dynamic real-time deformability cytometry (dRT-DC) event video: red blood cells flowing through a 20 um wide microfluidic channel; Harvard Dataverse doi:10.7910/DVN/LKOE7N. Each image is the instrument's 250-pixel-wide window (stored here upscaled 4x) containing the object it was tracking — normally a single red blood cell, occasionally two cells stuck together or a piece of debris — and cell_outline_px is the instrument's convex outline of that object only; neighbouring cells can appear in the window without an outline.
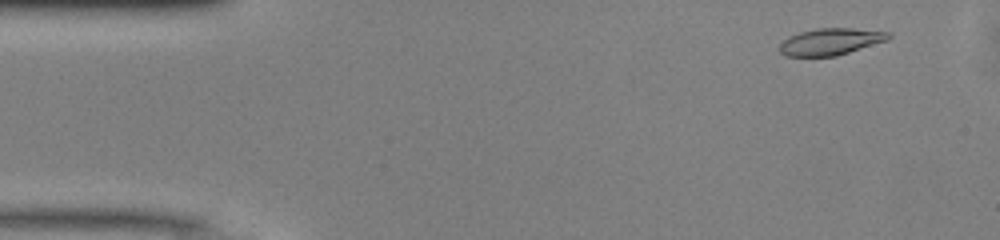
{"species": "common noctule bat (a hibernating species)", "species_latin": "Nyctalus noctula", "temperature_condition": "warm", "stored_images_in_passage": 38, "camera_frame_rate_fps": 3000, "um_per_image_px": 0.085, "animal": {"sex": "male", "body_mass_g": 13.0, "forearm_length_mm": 53.1}, "frame": {"image": 1, "passage_image": 3, "time_ms": 0.667, "image_size_px": [1000, 240], "cell_outline_px": [[892, 36], [888, 40], [836, 56], [784, 56], [780, 52], [780, 44], [788, 36], [800, 32], [816, 28], [852, 28], [892, 32]], "centroid_in_image_um": [70.62, 3.53], "position_along_channel_um": 14.4, "area_um2": 17.05}}
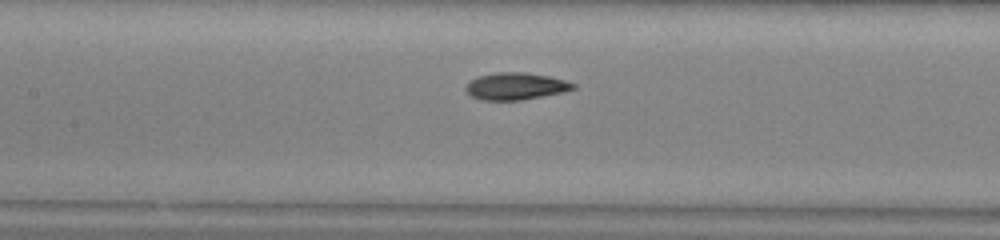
{"frame": {"image": 2, "passage_image": 21, "time_ms": 6.667, "image_size_px": [1000, 240], "cell_outline_px": [[576, 88], [564, 92], [520, 100], [484, 100], [472, 96], [464, 88], [464, 84], [468, 80], [476, 76], [496, 72], [524, 72], [548, 76], [564, 80], [576, 84]], "centroid_in_image_um": [43.79, 7.31], "position_along_channel_um": 163.6, "area_um2": 17.05}}
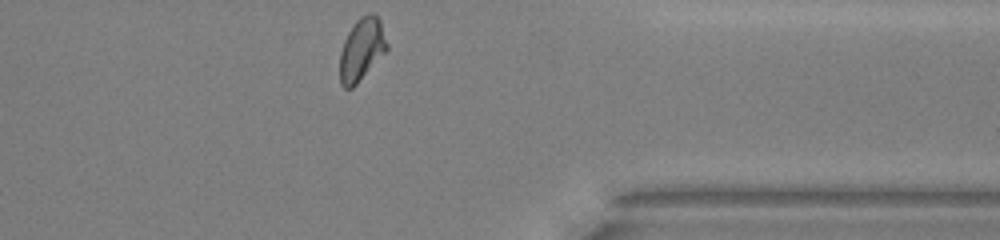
{"frame": {"image": 3, "passage_image": 38, "time_ms": 12.333, "image_size_px": [1000, 240], "cell_outline_px": [[388, 48], [356, 84], [352, 88], [344, 88], [340, 84], [340, 52], [344, 40], [348, 32], [356, 20], [360, 16], [368, 12], [376, 16], [380, 20], [388, 44]], "centroid_in_image_um": [30.72, 4.18], "position_along_channel_um": 380.7, "area_um2": 16.94}, "authors_computed_cell_mechanics": {"area_um2": 17.1088, "velocity_mm_per_s": 4.1048, "shape_relaxation_time_tau1_ms": 4.3744, "shape_relaxation_time_tau2_ms": 1.9515, "deformation_change_tau1": 0.1547, "deformation_change_tau2": 0.0759}}